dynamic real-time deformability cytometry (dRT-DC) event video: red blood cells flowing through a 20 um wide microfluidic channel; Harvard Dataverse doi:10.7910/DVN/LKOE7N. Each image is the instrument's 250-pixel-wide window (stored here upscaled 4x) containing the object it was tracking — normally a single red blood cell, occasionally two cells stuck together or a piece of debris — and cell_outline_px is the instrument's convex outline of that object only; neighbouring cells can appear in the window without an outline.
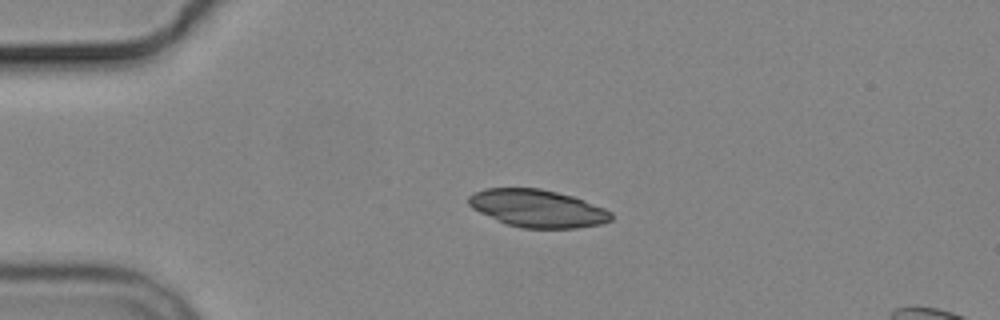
{"species": "common noctule bat (a hibernating species)", "species_latin": "Nyctalus noctula", "temperature_condition": "cold", "stored_images_in_passage": 4, "segment_of_instrument_passage": [1, 2], "camera_frame_rate_fps": 3000, "um_per_image_px": 0.085, "animal": {"sex": "male", "body_mass_g": 19.2, "forearm_length_mm": 51.8}, "frame": {"image": 1, "passage_image": 2, "time_ms": 2.0, "image_size_px": [1000, 320], "cell_outline_px": [[612, 220], [600, 224], [576, 228], [520, 228], [508, 224], [480, 212], [472, 208], [468, 204], [468, 196], [472, 192], [484, 188], [540, 188], [572, 196], [584, 200], [604, 208], [612, 212]], "centroid_in_image_um": [45.68, 17.71], "position_along_channel_um": 39.3, "area_um2": 31.15}}